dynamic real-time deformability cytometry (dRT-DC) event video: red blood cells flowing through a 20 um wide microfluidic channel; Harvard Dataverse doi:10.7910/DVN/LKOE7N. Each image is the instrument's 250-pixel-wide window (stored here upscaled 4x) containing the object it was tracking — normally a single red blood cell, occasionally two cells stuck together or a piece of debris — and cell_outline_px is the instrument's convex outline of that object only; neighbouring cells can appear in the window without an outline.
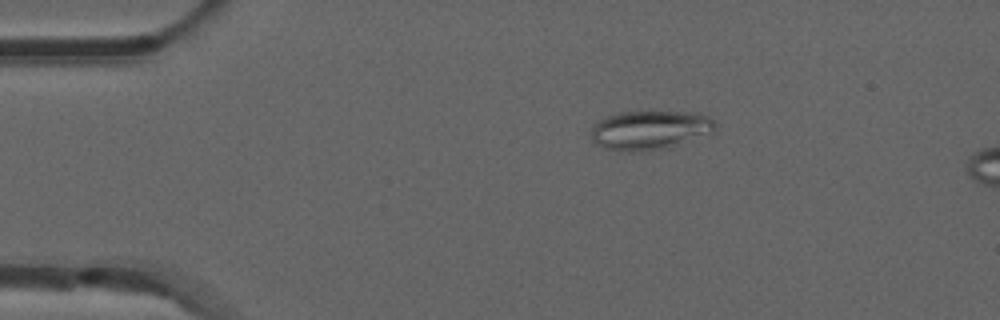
{"species": "common noctule bat (a hibernating species)", "species_latin": "Nyctalus noctula", "temperature_condition": "room temperature", "stored_images_in_passage": 6, "camera_frame_rate_fps": 3000, "um_per_image_px": 0.085, "animal": {"sex": "male", "forearm_length_mm": 52.5}, "frame": {"image": 1, "passage_image": 1, "time_ms": 0.0, "image_size_px": [1000, 320], "cell_outline_px": [[716, 128], [712, 132], [668, 148], [644, 152], [620, 152], [604, 148], [596, 144], [592, 140], [592, 124], [596, 120], [620, 112], [696, 112], [708, 116], [716, 124]], "centroid_in_image_um": [55.19, 11.07], "position_along_channel_um": 29.8, "area_um2": 28.55}}